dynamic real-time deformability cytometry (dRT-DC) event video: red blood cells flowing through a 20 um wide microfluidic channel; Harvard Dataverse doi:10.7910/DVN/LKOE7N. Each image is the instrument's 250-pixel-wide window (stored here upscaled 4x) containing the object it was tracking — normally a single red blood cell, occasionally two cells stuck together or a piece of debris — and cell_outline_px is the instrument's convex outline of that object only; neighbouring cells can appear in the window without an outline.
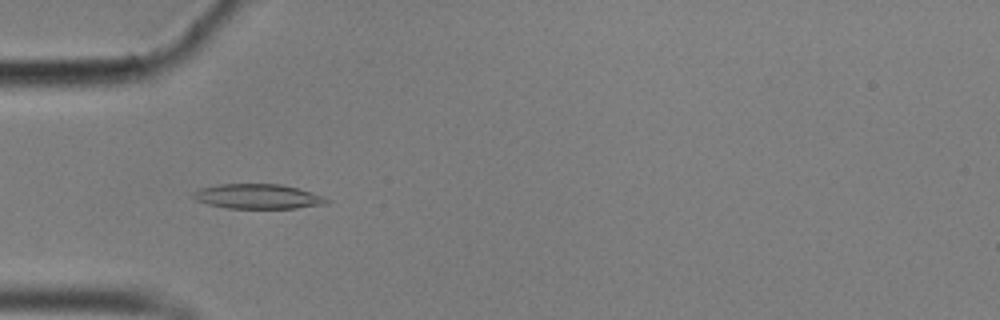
{"species": "common noctule bat (a hibernating species)", "species_latin": "Nyctalus noctula", "temperature_condition": "cold", "stored_images_in_passage": 30, "camera_frame_rate_fps": 3000, "um_per_image_px": 0.085, "animal": {"sex": "male", "body_mass_g": 17.9}, "frame": {"image": 1, "passage_image": 5, "time_ms": 1.333, "image_size_px": [1000, 320], "cell_outline_px": [[332, 200], [328, 204], [296, 208], [228, 208], [208, 204], [196, 200], [192, 196], [192, 192], [200, 188], [216, 184], [280, 184], [296, 188]], "centroid_in_image_um": [21.88, 16.7], "position_along_channel_um": 63.1, "area_um2": 19.13}}
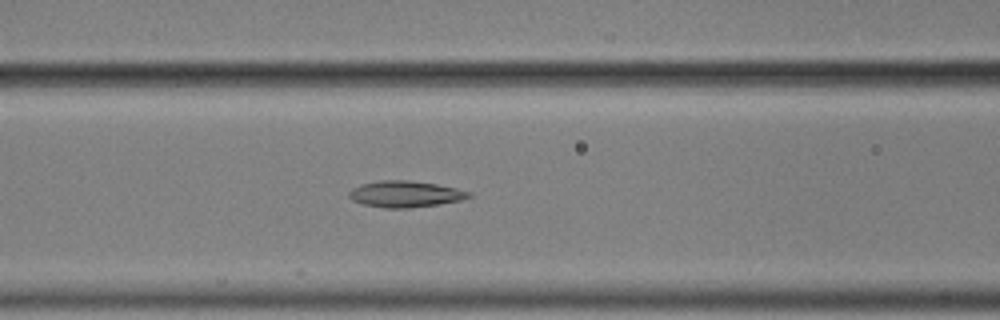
{"frame": {"image": 2, "passage_image": 11, "time_ms": 3.333, "image_size_px": [1000, 320], "cell_outline_px": [[472, 196], [460, 200], [440, 204], [408, 208], [384, 208], [364, 204], [352, 200], [348, 196], [348, 192], [352, 188], [360, 184], [380, 180], [408, 180], [436, 184], [456, 188], [472, 192]], "centroid_in_image_um": [34.43, 16.49], "position_along_channel_um": 132.2, "area_um2": 18.44}}
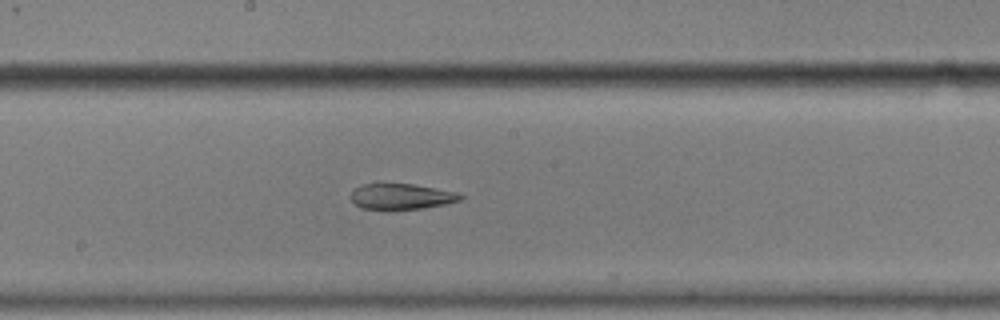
{"frame": {"image": 3, "passage_image": 18, "time_ms": 5.667, "image_size_px": [1000, 320], "cell_outline_px": [[464, 196], [460, 200], [444, 204], [424, 208], [360, 208], [348, 196], [356, 188], [364, 184], [412, 184], [436, 188], [456, 192]], "centroid_in_image_um": [34.12, 16.69], "position_along_channel_um": 214.1, "area_um2": 15.95}}